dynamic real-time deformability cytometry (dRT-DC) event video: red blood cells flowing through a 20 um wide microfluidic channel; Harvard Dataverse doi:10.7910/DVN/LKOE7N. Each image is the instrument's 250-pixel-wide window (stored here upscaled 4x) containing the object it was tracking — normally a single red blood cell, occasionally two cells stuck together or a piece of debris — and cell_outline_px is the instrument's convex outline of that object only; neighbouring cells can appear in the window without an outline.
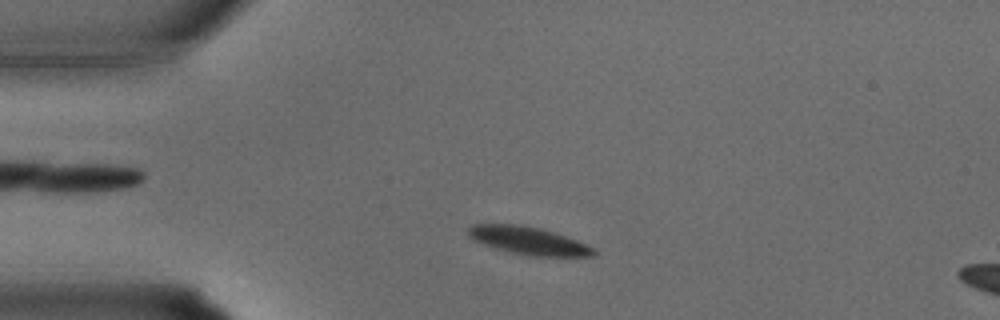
{"species": "common noctule bat (a hibernating species)", "species_latin": "Nyctalus noctula", "temperature_condition": "warm", "stored_images_in_passage": 30, "camera_frame_rate_fps": 3000, "um_per_image_px": 0.085, "animal": {"sex": "male", "body_mass_g": 15.6}, "frame": {"image": 1, "passage_image": 4, "time_ms": 1.0, "image_size_px": [1000, 320], "cell_outline_px": [[596, 252], [592, 256], [532, 256], [512, 252], [496, 248], [484, 244], [468, 236], [468, 228], [472, 224], [520, 224], [540, 228], [576, 240], [592, 248]], "centroid_in_image_um": [44.88, 20.44], "position_along_channel_um": 40.1, "area_um2": 19.83}}
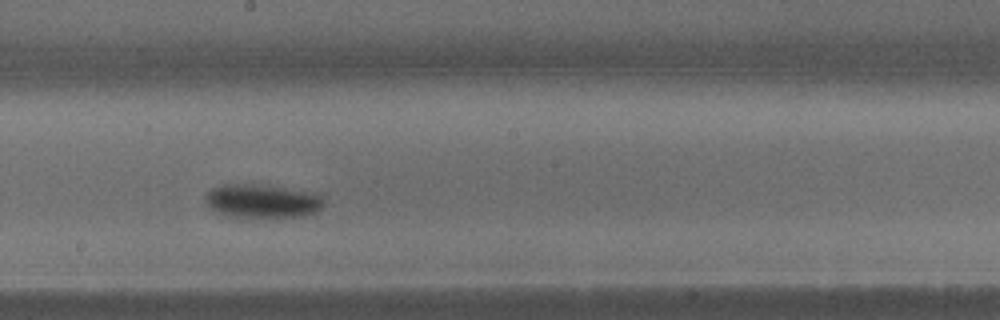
{"frame": {"image": 2, "passage_image": 15, "time_ms": 4.667, "image_size_px": [1000, 320], "cell_outline_px": [[324, 204], [316, 212], [304, 216], [276, 220], [224, 216], [216, 212], [204, 200], [204, 196], [212, 188], [224, 184], [252, 184], [312, 192], [320, 196], [324, 200]], "centroid_in_image_um": [22.28, 17.15], "position_along_channel_um": 225.9, "area_um2": 23.93}}
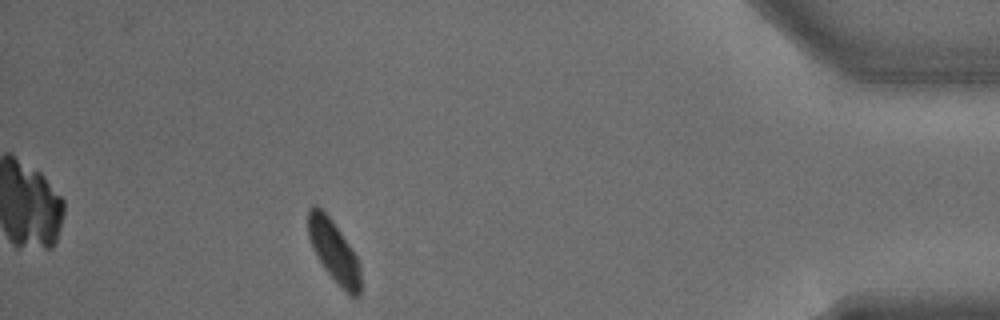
{"frame": {"image": 3, "passage_image": 27, "time_ms": 8.667, "image_size_px": [1000, 320], "cell_outline_px": [[360, 296], [352, 296], [324, 268], [308, 236], [308, 208], [312, 204], [316, 204], [332, 220], [352, 248], [360, 264]], "centroid_in_image_um": [28.38, 21.29], "position_along_channel_um": 406.8, "area_um2": 18.32}}